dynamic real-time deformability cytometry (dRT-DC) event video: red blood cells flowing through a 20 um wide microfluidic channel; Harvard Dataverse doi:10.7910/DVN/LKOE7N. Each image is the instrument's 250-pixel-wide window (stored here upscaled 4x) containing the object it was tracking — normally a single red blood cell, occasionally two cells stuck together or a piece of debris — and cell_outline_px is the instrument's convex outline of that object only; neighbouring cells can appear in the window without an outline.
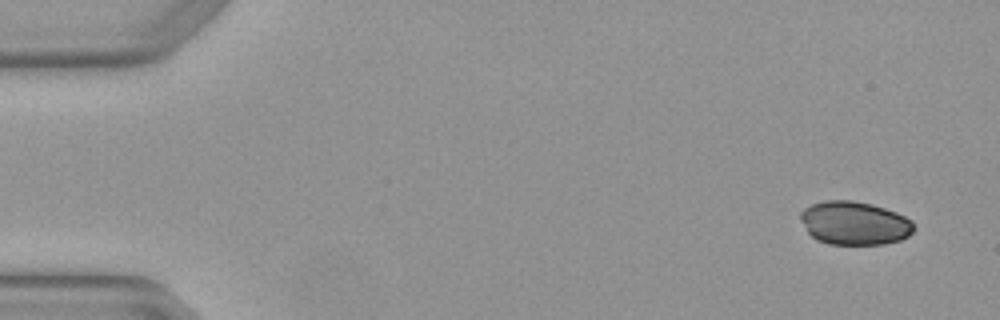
{"species": "Egyptian fruit bat (a non-hibernating species)", "species_latin": "Rousettus aegyptiacus", "temperature_condition": "warm", "stored_images_in_passage": 6, "camera_frame_rate_fps": 3000, "um_per_image_px": 0.085, "animal": {"sex": "female"}, "frame": {"image": 1, "passage_image": 1, "time_ms": 0.0, "image_size_px": [1000, 320], "cell_outline_px": [[916, 228], [908, 236], [900, 240], [884, 244], [828, 244], [816, 240], [808, 232], [800, 220], [800, 212], [804, 208], [812, 204], [824, 200], [852, 200], [872, 204], [896, 212], [912, 220]], "centroid_in_image_um": [72.63, 18.96], "position_along_channel_um": 12.4, "area_um2": 28.9}}
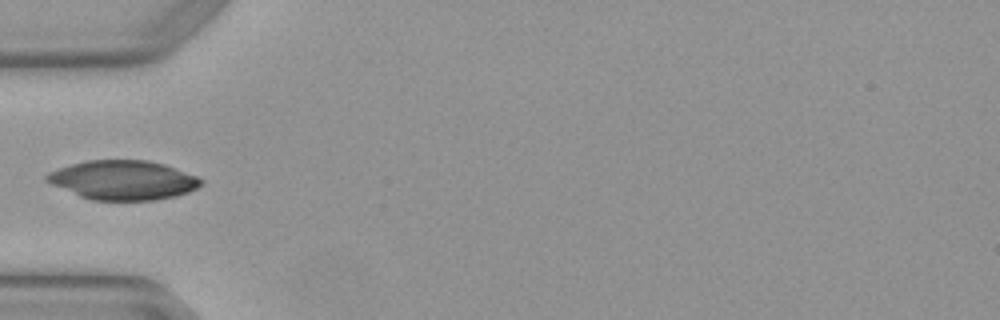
{"frame": {"image": 2, "passage_image": 5, "time_ms": 1.333, "image_size_px": [1000, 320], "cell_outline_px": [[204, 184], [188, 192], [176, 196], [156, 200], [92, 200], [80, 196], [52, 184], [44, 180], [44, 176], [48, 172], [72, 164], [88, 160], [148, 160], [164, 164], [196, 176], [204, 180]], "centroid_in_image_um": [10.48, 15.31], "position_along_channel_um": 74.5, "area_um2": 35.2}}
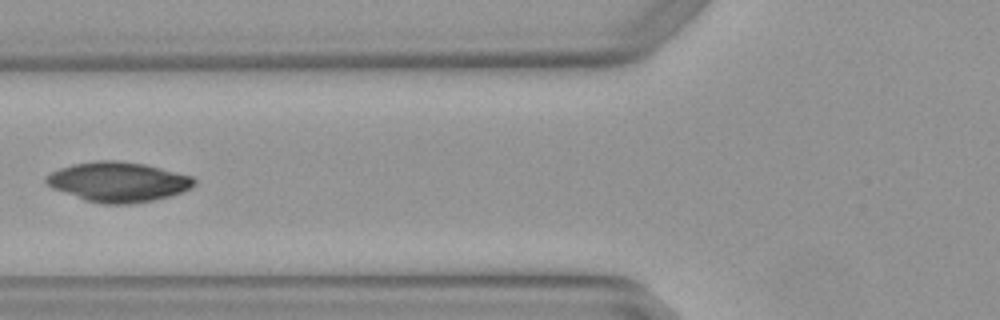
{"frame": {"image": 3, "passage_image": 6, "time_ms": 1.667, "image_size_px": [1000, 320], "cell_outline_px": [[196, 184], [192, 188], [168, 196], [152, 200], [132, 204], [104, 204], [84, 200], [52, 188], [44, 180], [44, 176], [60, 168], [72, 164], [96, 160], [116, 160], [144, 164], [192, 176], [196, 180]], "centroid_in_image_um": [10.02, 15.46], "position_along_channel_um": 115.8, "area_um2": 34.33}}